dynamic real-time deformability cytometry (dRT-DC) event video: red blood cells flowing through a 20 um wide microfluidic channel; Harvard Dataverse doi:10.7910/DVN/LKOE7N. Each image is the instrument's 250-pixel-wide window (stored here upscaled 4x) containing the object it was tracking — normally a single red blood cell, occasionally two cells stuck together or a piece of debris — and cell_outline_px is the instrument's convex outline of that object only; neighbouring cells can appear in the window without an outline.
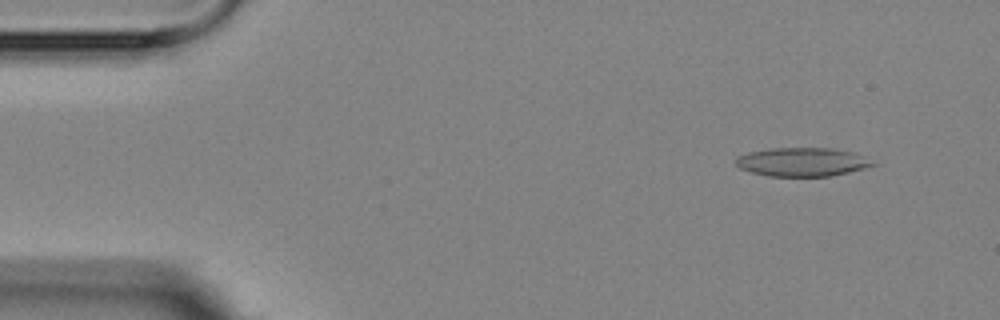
{"species": "Egyptian fruit bat (a non-hibernating species)", "species_latin": "Rousettus aegyptiacus", "temperature_condition": "room temperature", "stored_images_in_passage": 4, "camera_frame_rate_fps": 3000, "um_per_image_px": 0.085, "animal": {"sex": "female"}, "frame": {"image": 1, "passage_image": 1, "time_ms": 0.0, "image_size_px": [1000, 320], "cell_outline_px": [[876, 164], [864, 168], [848, 172], [828, 176], [768, 176], [752, 172], [740, 168], [736, 164], [736, 156], [748, 152], [772, 148], [836, 148], [856, 152], [864, 156]], "centroid_in_image_um": [68.19, 13.75], "position_along_channel_um": 16.8, "area_um2": 22.89}}
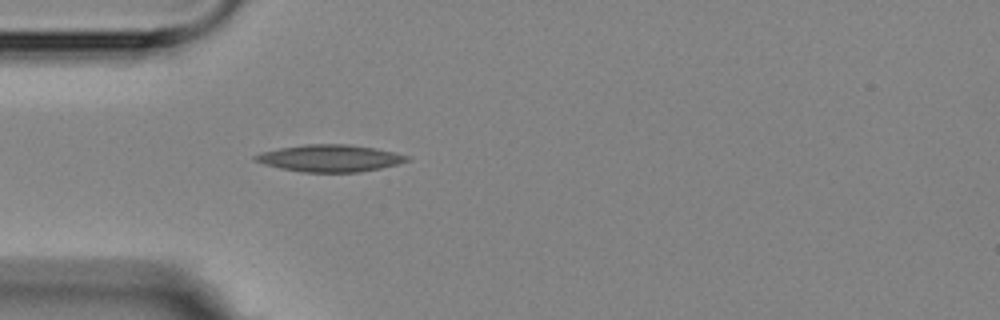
{"frame": {"image": 2, "passage_image": 4, "time_ms": 3.333, "image_size_px": [1000, 320], "cell_outline_px": [[412, 160], [380, 168], [356, 172], [304, 172], [280, 168], [264, 164], [252, 160], [252, 156], [260, 152], [280, 148], [304, 144], [348, 144], [376, 148], [396, 152], [408, 156]], "centroid_in_image_um": [28.02, 13.44], "position_along_channel_um": 57.0, "area_um2": 23.93}}